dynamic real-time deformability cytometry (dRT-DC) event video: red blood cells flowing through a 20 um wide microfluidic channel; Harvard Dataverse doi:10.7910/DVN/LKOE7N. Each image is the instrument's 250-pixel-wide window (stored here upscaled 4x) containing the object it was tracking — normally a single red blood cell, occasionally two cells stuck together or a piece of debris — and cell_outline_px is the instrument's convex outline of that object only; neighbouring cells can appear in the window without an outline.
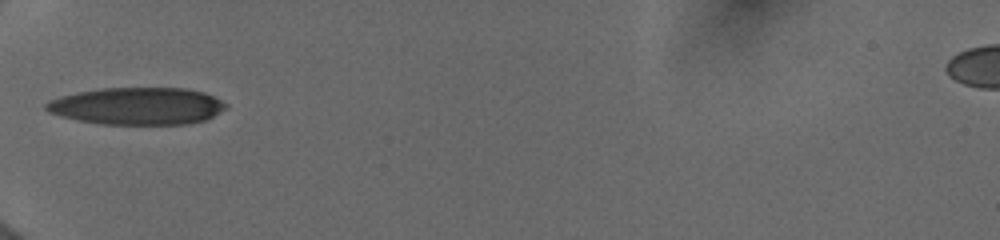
{"species": "human", "species_latin": "Homo sapiens", "temperature_condition": "cold", "stored_images_in_passage": 33, "camera_frame_rate_fps": 3000, "um_per_image_px": 0.085, "donor": {"sex": "female"}, "frame": {"image": 1, "passage_image": 1, "time_ms": 0.0, "image_size_px": [1000, 240], "cell_outline_px": [[228, 108], [204, 120], [184, 124], [100, 124], [76, 120], [60, 116], [48, 112], [44, 108], [44, 104], [48, 100], [60, 96], [76, 92], [100, 88], [188, 88], [204, 92], [228, 104]], "centroid_in_image_um": [11.62, 9.01], "position_along_channel_um": 73.4, "area_um2": 39.25}}
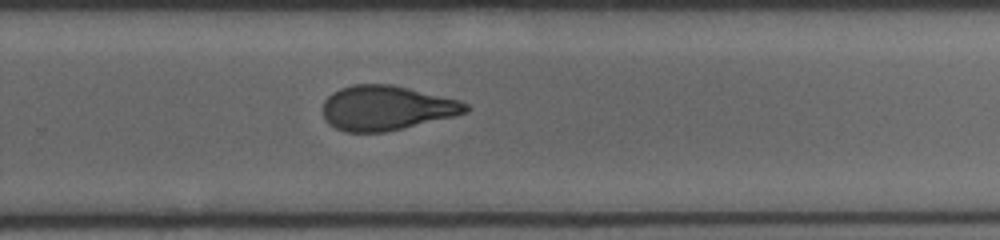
{"frame": {"image": 2, "passage_image": 18, "time_ms": 5.667, "image_size_px": [1000, 240], "cell_outline_px": [[472, 108], [468, 112], [404, 128], [384, 132], [344, 132], [328, 124], [324, 120], [324, 100], [332, 92], [340, 88], [352, 84], [392, 84], [460, 100], [468, 104]], "centroid_in_image_um": [32.84, 9.17], "position_along_channel_um": 297.0, "area_um2": 37.28}}
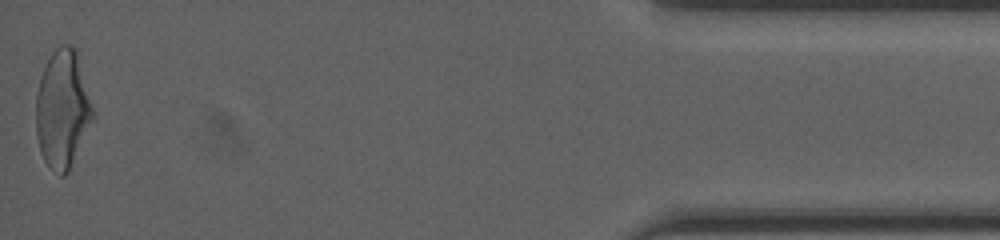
{"frame": {"image": 3, "passage_image": 33, "time_ms": 10.667, "image_size_px": [1000, 240], "cell_outline_px": [[96, 116], [68, 172], [64, 176], [60, 176], [44, 160], [40, 152], [36, 136], [36, 96], [40, 76], [52, 52], [60, 44], [72, 44], [76, 48]], "centroid_in_image_um": [5.34, 9.27], "position_along_channel_um": 429.9, "area_um2": 39.54}, "authors_computed_cell_mechanics": {"area_um2": 38.0324, "velocity_mm_per_s": 4.0119, "shape_relaxation_time_tau1_ms": 5.6582, "shape_relaxation_time_tau2_ms": 2.0867, "deformation_change_tau1": 0.2016, "deformation_change_tau2": 0.0944}}